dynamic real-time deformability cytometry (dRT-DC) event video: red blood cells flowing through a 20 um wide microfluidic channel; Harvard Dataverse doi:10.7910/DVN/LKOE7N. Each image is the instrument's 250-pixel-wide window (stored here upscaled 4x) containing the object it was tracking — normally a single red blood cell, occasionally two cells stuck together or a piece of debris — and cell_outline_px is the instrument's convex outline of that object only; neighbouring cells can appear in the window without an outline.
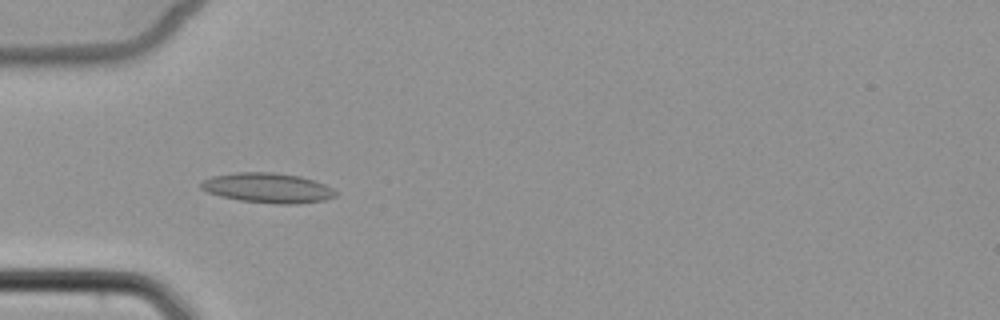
{"species": "common noctule bat (a hibernating species)", "species_latin": "Nyctalus noctula", "temperature_condition": "cold", "stored_images_in_passage": 5, "camera_frame_rate_fps": 3000, "um_per_image_px": 0.085, "animal": {"sex": "female", "body_mass_g": 22.7, "forearm_length_mm": 54.2}, "frame": {"image": 1, "passage_image": 5, "time_ms": 4.667, "image_size_px": [1000, 320], "cell_outline_px": [[340, 192], [336, 196], [324, 200], [296, 204], [276, 204], [240, 200], [220, 196], [208, 192], [200, 188], [200, 184], [204, 180], [212, 176], [236, 172], [272, 172], [300, 176], [324, 184]], "centroid_in_image_um": [22.77, 15.97], "position_along_channel_um": 62.2, "area_um2": 23.47}}